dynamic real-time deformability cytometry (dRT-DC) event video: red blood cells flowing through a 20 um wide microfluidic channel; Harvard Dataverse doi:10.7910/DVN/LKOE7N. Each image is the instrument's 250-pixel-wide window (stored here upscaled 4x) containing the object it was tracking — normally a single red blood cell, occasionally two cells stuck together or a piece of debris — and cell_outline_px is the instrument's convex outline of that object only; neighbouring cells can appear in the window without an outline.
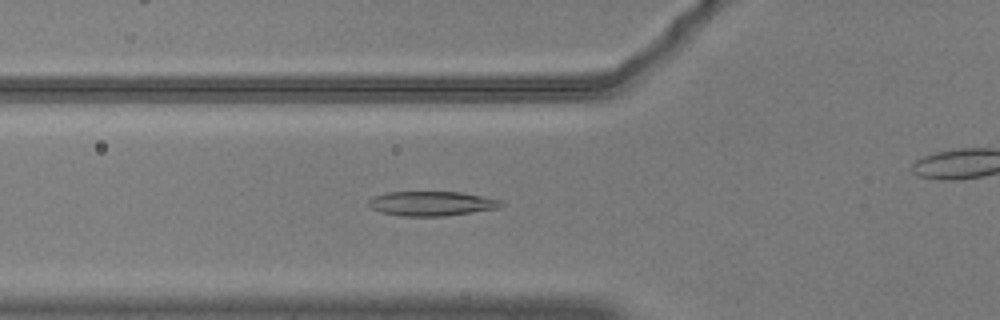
{"species": "common noctule bat (a hibernating species)", "species_latin": "Nyctalus noctula", "temperature_condition": "warm", "stored_images_in_passage": 49, "camera_frame_rate_fps": 3000, "um_per_image_px": 0.085, "animal": {"sex": "male", "body_mass_g": 20.5, "forearm_length_mm": 52.5}, "frame": {"image": 1, "passage_image": 21, "time_ms": 6.667, "image_size_px": [1000, 320], "cell_outline_px": [[504, 204], [500, 208], [444, 216], [400, 216], [380, 212], [372, 208], [368, 204], [368, 200], [372, 196], [388, 192], [460, 192], [500, 200]], "centroid_in_image_um": [36.65, 17.3], "position_along_channel_um": 89.1, "area_um2": 18.9}}
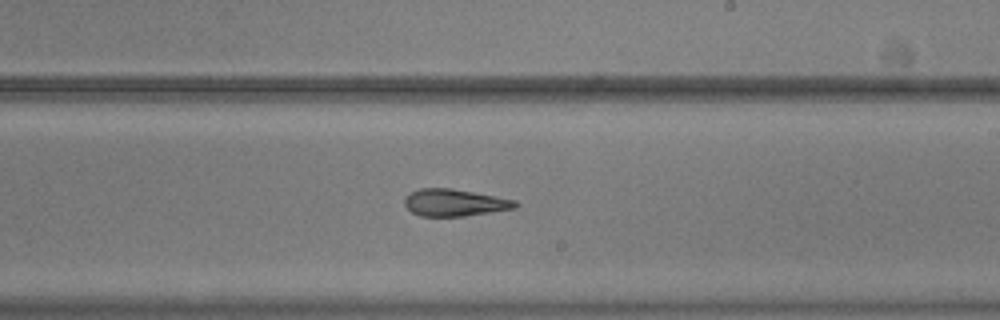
{"frame": {"image": 2, "passage_image": 34, "time_ms": 11.0, "image_size_px": [1000, 320], "cell_outline_px": [[520, 204], [516, 208], [492, 212], [464, 216], [420, 216], [412, 212], [404, 204], [404, 196], [420, 188], [452, 188], [516, 200]], "centroid_in_image_um": [38.65, 17.22], "position_along_channel_um": 250.4, "area_um2": 17.51}}
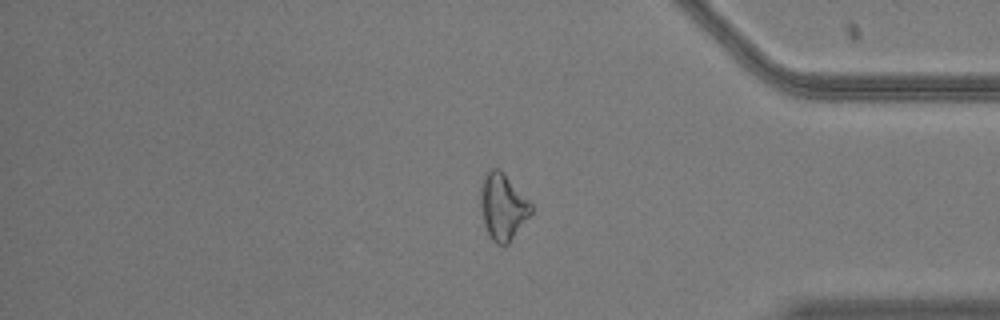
{"frame": {"image": 3, "passage_image": 47, "time_ms": 15.333, "image_size_px": [1000, 320], "cell_outline_px": [[532, 212], [508, 244], [496, 244], [492, 240], [484, 224], [480, 208], [480, 180], [484, 172], [488, 168], [500, 168], [504, 172], [532, 204]], "centroid_in_image_um": [42.7, 17.5], "position_along_channel_um": 392.5, "area_um2": 19.83}}